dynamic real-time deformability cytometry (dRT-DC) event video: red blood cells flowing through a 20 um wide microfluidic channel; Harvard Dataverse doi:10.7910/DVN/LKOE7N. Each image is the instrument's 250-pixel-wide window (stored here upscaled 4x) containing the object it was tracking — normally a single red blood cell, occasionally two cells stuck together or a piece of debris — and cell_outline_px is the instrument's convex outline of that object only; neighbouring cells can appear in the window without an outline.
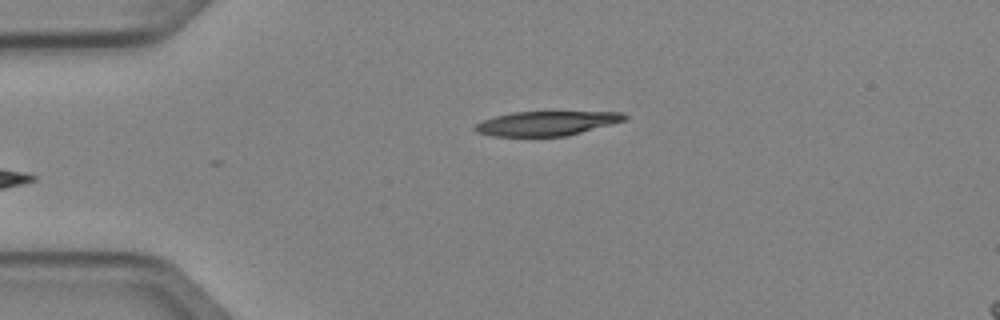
{"species": "Egyptian fruit bat (a non-hibernating species)", "species_latin": "Rousettus aegyptiacus", "temperature_condition": "cold", "stored_images_in_passage": 5, "camera_frame_rate_fps": 3000, "um_per_image_px": 0.085, "animal": {"sex": "female"}, "frame": {"image": 1, "passage_image": 5, "time_ms": 1.333, "image_size_px": [1000, 320], "cell_outline_px": [[628, 116], [624, 120], [580, 132], [564, 136], [492, 136], [476, 132], [472, 128], [476, 124], [484, 120], [496, 116], [512, 112], [624, 112]], "centroid_in_image_um": [46.4, 10.48], "position_along_channel_um": 38.6, "area_um2": 20.92}}